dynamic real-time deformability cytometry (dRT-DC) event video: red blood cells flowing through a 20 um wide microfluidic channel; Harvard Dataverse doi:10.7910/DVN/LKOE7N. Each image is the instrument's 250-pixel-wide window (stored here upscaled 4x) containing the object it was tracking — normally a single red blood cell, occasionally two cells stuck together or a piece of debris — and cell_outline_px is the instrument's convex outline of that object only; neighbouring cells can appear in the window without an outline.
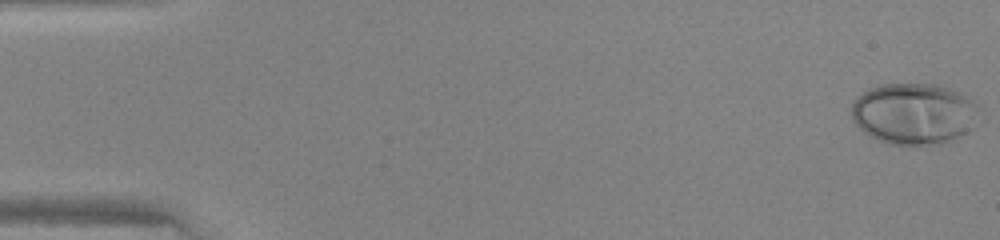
{"species": "human", "species_latin": "Homo sapiens", "temperature_condition": "warm", "stored_images_in_passage": 47, "camera_frame_rate_fps": 3000, "um_per_image_px": 0.085, "donor": {"sex": "female"}, "frame": {"image": 1, "passage_image": 1, "time_ms": 0.0, "image_size_px": [1000, 240], "cell_outline_px": [[980, 108], [976, 124], [972, 128], [960, 136], [940, 144], [888, 144], [868, 136], [852, 120], [852, 100], [856, 96], [868, 88], [880, 84], [936, 84], [948, 88], [972, 100]], "centroid_in_image_um": [77.66, 9.66], "position_along_channel_um": 7.3, "area_um2": 45.78}}
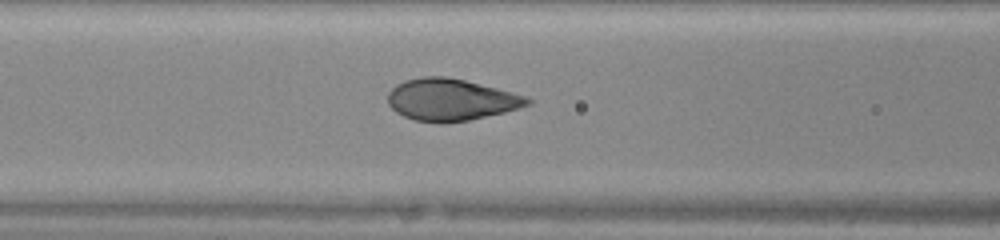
{"frame": {"image": 2, "passage_image": 20, "time_ms": 6.333, "image_size_px": [1000, 240], "cell_outline_px": [[532, 104], [520, 108], [504, 112], [468, 120], [444, 124], [440, 124], [412, 120], [396, 112], [388, 104], [388, 92], [396, 84], [404, 80], [420, 76], [444, 76], [464, 80], [512, 92], [524, 96], [532, 100]], "centroid_in_image_um": [38.29, 8.48], "position_along_channel_um": 128.3, "area_um2": 34.22}}
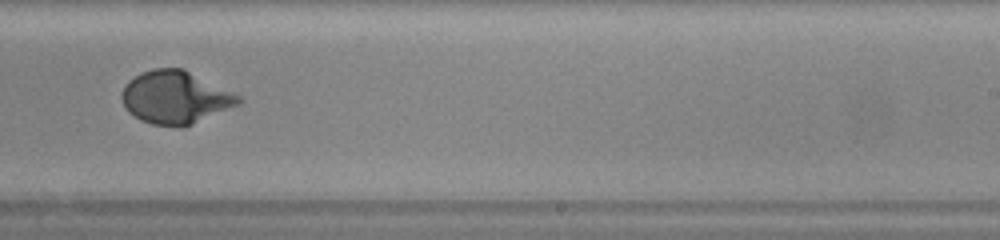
{"frame": {"image": 3, "passage_image": 30, "time_ms": 9.667, "image_size_px": [1000, 240], "cell_outline_px": [[244, 100], [240, 104], [192, 124], [152, 124], [140, 120], [128, 112], [120, 96], [120, 92], [124, 84], [128, 80], [152, 68], [180, 68], [232, 92], [240, 96]], "centroid_in_image_um": [14.86, 8.26], "position_along_channel_um": 274.1, "area_um2": 35.14}}